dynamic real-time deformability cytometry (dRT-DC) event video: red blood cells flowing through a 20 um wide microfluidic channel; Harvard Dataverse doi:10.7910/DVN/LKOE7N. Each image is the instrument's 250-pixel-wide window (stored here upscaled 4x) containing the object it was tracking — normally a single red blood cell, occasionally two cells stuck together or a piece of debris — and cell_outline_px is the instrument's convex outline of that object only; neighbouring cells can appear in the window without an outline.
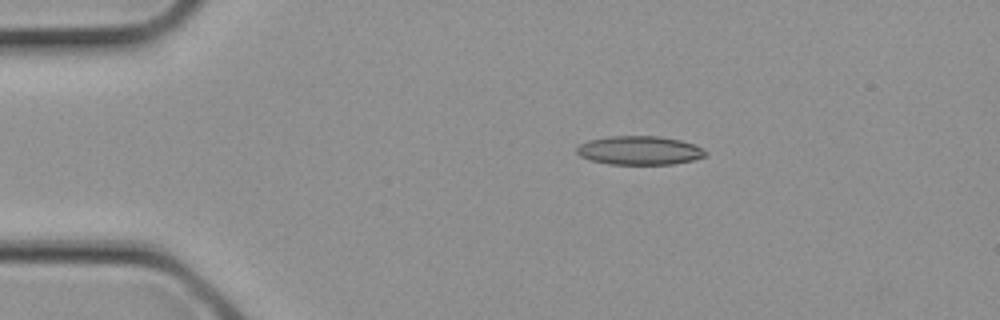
{"species": "common noctule bat (a hibernating species)", "species_latin": "Nyctalus noctula", "temperature_condition": "cold", "stored_images_in_passage": 3, "camera_frame_rate_fps": 3000, "um_per_image_px": 0.085, "animal": {"sex": "female", "body_mass_g": 21.9}, "frame": {"image": 1, "passage_image": 2, "time_ms": 0.333, "image_size_px": [1000, 320], "cell_outline_px": [[708, 152], [704, 156], [692, 160], [672, 164], [608, 164], [588, 160], [580, 156], [576, 152], [576, 148], [580, 144], [588, 140], [608, 136], [660, 136], [680, 140], [704, 148]], "centroid_in_image_um": [54.32, 12.78], "position_along_channel_um": 30.7, "area_um2": 21.68}}